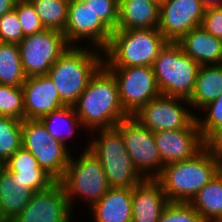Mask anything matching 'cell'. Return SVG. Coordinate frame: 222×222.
<instances>
[{
	"label": "cell",
	"instance_id": "32",
	"mask_svg": "<svg viewBox=\"0 0 222 222\" xmlns=\"http://www.w3.org/2000/svg\"><path fill=\"white\" fill-rule=\"evenodd\" d=\"M14 9L20 21L24 37L46 30L29 0H17Z\"/></svg>",
	"mask_w": 222,
	"mask_h": 222
},
{
	"label": "cell",
	"instance_id": "24",
	"mask_svg": "<svg viewBox=\"0 0 222 222\" xmlns=\"http://www.w3.org/2000/svg\"><path fill=\"white\" fill-rule=\"evenodd\" d=\"M39 121L48 130L52 138L69 148L68 140L77 137L78 131L85 132L73 106H64L40 118ZM75 135V136H74Z\"/></svg>",
	"mask_w": 222,
	"mask_h": 222
},
{
	"label": "cell",
	"instance_id": "15",
	"mask_svg": "<svg viewBox=\"0 0 222 222\" xmlns=\"http://www.w3.org/2000/svg\"><path fill=\"white\" fill-rule=\"evenodd\" d=\"M153 134L164 166L190 159L205 147L197 121L189 128L159 131Z\"/></svg>",
	"mask_w": 222,
	"mask_h": 222
},
{
	"label": "cell",
	"instance_id": "27",
	"mask_svg": "<svg viewBox=\"0 0 222 222\" xmlns=\"http://www.w3.org/2000/svg\"><path fill=\"white\" fill-rule=\"evenodd\" d=\"M26 79L18 44L0 42V84L22 86Z\"/></svg>",
	"mask_w": 222,
	"mask_h": 222
},
{
	"label": "cell",
	"instance_id": "35",
	"mask_svg": "<svg viewBox=\"0 0 222 222\" xmlns=\"http://www.w3.org/2000/svg\"><path fill=\"white\" fill-rule=\"evenodd\" d=\"M24 38L16 10L6 12L0 18V42L19 44Z\"/></svg>",
	"mask_w": 222,
	"mask_h": 222
},
{
	"label": "cell",
	"instance_id": "4",
	"mask_svg": "<svg viewBox=\"0 0 222 222\" xmlns=\"http://www.w3.org/2000/svg\"><path fill=\"white\" fill-rule=\"evenodd\" d=\"M168 41L158 28L116 29L104 50L106 68L152 66Z\"/></svg>",
	"mask_w": 222,
	"mask_h": 222
},
{
	"label": "cell",
	"instance_id": "25",
	"mask_svg": "<svg viewBox=\"0 0 222 222\" xmlns=\"http://www.w3.org/2000/svg\"><path fill=\"white\" fill-rule=\"evenodd\" d=\"M189 204L204 222H222V173L219 171Z\"/></svg>",
	"mask_w": 222,
	"mask_h": 222
},
{
	"label": "cell",
	"instance_id": "3",
	"mask_svg": "<svg viewBox=\"0 0 222 222\" xmlns=\"http://www.w3.org/2000/svg\"><path fill=\"white\" fill-rule=\"evenodd\" d=\"M219 171V160L204 147L190 159L165 165L155 180L169 202L189 203Z\"/></svg>",
	"mask_w": 222,
	"mask_h": 222
},
{
	"label": "cell",
	"instance_id": "7",
	"mask_svg": "<svg viewBox=\"0 0 222 222\" xmlns=\"http://www.w3.org/2000/svg\"><path fill=\"white\" fill-rule=\"evenodd\" d=\"M199 67L177 42H167L152 64L161 94L186 100L193 92Z\"/></svg>",
	"mask_w": 222,
	"mask_h": 222
},
{
	"label": "cell",
	"instance_id": "13",
	"mask_svg": "<svg viewBox=\"0 0 222 222\" xmlns=\"http://www.w3.org/2000/svg\"><path fill=\"white\" fill-rule=\"evenodd\" d=\"M204 11L201 0H161L158 30L168 42H178L201 26Z\"/></svg>",
	"mask_w": 222,
	"mask_h": 222
},
{
	"label": "cell",
	"instance_id": "11",
	"mask_svg": "<svg viewBox=\"0 0 222 222\" xmlns=\"http://www.w3.org/2000/svg\"><path fill=\"white\" fill-rule=\"evenodd\" d=\"M63 34L71 46H84L83 43H86L85 46L104 51L111 40L112 31L96 17L91 9V0H69Z\"/></svg>",
	"mask_w": 222,
	"mask_h": 222
},
{
	"label": "cell",
	"instance_id": "41",
	"mask_svg": "<svg viewBox=\"0 0 222 222\" xmlns=\"http://www.w3.org/2000/svg\"><path fill=\"white\" fill-rule=\"evenodd\" d=\"M219 169H220V172L222 173V158L219 160Z\"/></svg>",
	"mask_w": 222,
	"mask_h": 222
},
{
	"label": "cell",
	"instance_id": "29",
	"mask_svg": "<svg viewBox=\"0 0 222 222\" xmlns=\"http://www.w3.org/2000/svg\"><path fill=\"white\" fill-rule=\"evenodd\" d=\"M22 147V120L0 116V166Z\"/></svg>",
	"mask_w": 222,
	"mask_h": 222
},
{
	"label": "cell",
	"instance_id": "28",
	"mask_svg": "<svg viewBox=\"0 0 222 222\" xmlns=\"http://www.w3.org/2000/svg\"><path fill=\"white\" fill-rule=\"evenodd\" d=\"M48 30L64 32L67 24L69 0H29Z\"/></svg>",
	"mask_w": 222,
	"mask_h": 222
},
{
	"label": "cell",
	"instance_id": "23",
	"mask_svg": "<svg viewBox=\"0 0 222 222\" xmlns=\"http://www.w3.org/2000/svg\"><path fill=\"white\" fill-rule=\"evenodd\" d=\"M221 94L222 64L200 65L193 92L188 99L194 113L200 114L203 107L216 100Z\"/></svg>",
	"mask_w": 222,
	"mask_h": 222
},
{
	"label": "cell",
	"instance_id": "37",
	"mask_svg": "<svg viewBox=\"0 0 222 222\" xmlns=\"http://www.w3.org/2000/svg\"><path fill=\"white\" fill-rule=\"evenodd\" d=\"M200 27L222 39V6L205 8Z\"/></svg>",
	"mask_w": 222,
	"mask_h": 222
},
{
	"label": "cell",
	"instance_id": "16",
	"mask_svg": "<svg viewBox=\"0 0 222 222\" xmlns=\"http://www.w3.org/2000/svg\"><path fill=\"white\" fill-rule=\"evenodd\" d=\"M25 119L39 120L52 111L66 106L54 83L47 75L28 77L22 84Z\"/></svg>",
	"mask_w": 222,
	"mask_h": 222
},
{
	"label": "cell",
	"instance_id": "22",
	"mask_svg": "<svg viewBox=\"0 0 222 222\" xmlns=\"http://www.w3.org/2000/svg\"><path fill=\"white\" fill-rule=\"evenodd\" d=\"M159 14V0H119L116 29L158 28Z\"/></svg>",
	"mask_w": 222,
	"mask_h": 222
},
{
	"label": "cell",
	"instance_id": "10",
	"mask_svg": "<svg viewBox=\"0 0 222 222\" xmlns=\"http://www.w3.org/2000/svg\"><path fill=\"white\" fill-rule=\"evenodd\" d=\"M134 117L151 132L185 129L196 121L188 100L162 94L145 104Z\"/></svg>",
	"mask_w": 222,
	"mask_h": 222
},
{
	"label": "cell",
	"instance_id": "34",
	"mask_svg": "<svg viewBox=\"0 0 222 222\" xmlns=\"http://www.w3.org/2000/svg\"><path fill=\"white\" fill-rule=\"evenodd\" d=\"M158 222H204L197 211L189 204L169 202L163 209Z\"/></svg>",
	"mask_w": 222,
	"mask_h": 222
},
{
	"label": "cell",
	"instance_id": "17",
	"mask_svg": "<svg viewBox=\"0 0 222 222\" xmlns=\"http://www.w3.org/2000/svg\"><path fill=\"white\" fill-rule=\"evenodd\" d=\"M168 203L161 185L155 179H144L133 187L132 222H158Z\"/></svg>",
	"mask_w": 222,
	"mask_h": 222
},
{
	"label": "cell",
	"instance_id": "18",
	"mask_svg": "<svg viewBox=\"0 0 222 222\" xmlns=\"http://www.w3.org/2000/svg\"><path fill=\"white\" fill-rule=\"evenodd\" d=\"M133 188H110L89 208L93 222H132Z\"/></svg>",
	"mask_w": 222,
	"mask_h": 222
},
{
	"label": "cell",
	"instance_id": "38",
	"mask_svg": "<svg viewBox=\"0 0 222 222\" xmlns=\"http://www.w3.org/2000/svg\"><path fill=\"white\" fill-rule=\"evenodd\" d=\"M205 148L215 158H222V125L214 129L205 139Z\"/></svg>",
	"mask_w": 222,
	"mask_h": 222
},
{
	"label": "cell",
	"instance_id": "33",
	"mask_svg": "<svg viewBox=\"0 0 222 222\" xmlns=\"http://www.w3.org/2000/svg\"><path fill=\"white\" fill-rule=\"evenodd\" d=\"M201 111V116L203 113L206 114L202 117L199 114L196 115V121L201 135L205 139L214 129L222 125V94L203 107Z\"/></svg>",
	"mask_w": 222,
	"mask_h": 222
},
{
	"label": "cell",
	"instance_id": "5",
	"mask_svg": "<svg viewBox=\"0 0 222 222\" xmlns=\"http://www.w3.org/2000/svg\"><path fill=\"white\" fill-rule=\"evenodd\" d=\"M85 144V147H80L83 148L82 153L71 154L65 174L59 181L73 212H76L77 206L84 205L78 200L81 199L90 208L110 189L101 161L88 149L87 141ZM75 203L78 204L75 206Z\"/></svg>",
	"mask_w": 222,
	"mask_h": 222
},
{
	"label": "cell",
	"instance_id": "2",
	"mask_svg": "<svg viewBox=\"0 0 222 222\" xmlns=\"http://www.w3.org/2000/svg\"><path fill=\"white\" fill-rule=\"evenodd\" d=\"M104 51L90 46H70L48 70L60 100L73 106L91 77L103 65Z\"/></svg>",
	"mask_w": 222,
	"mask_h": 222
},
{
	"label": "cell",
	"instance_id": "1",
	"mask_svg": "<svg viewBox=\"0 0 222 222\" xmlns=\"http://www.w3.org/2000/svg\"><path fill=\"white\" fill-rule=\"evenodd\" d=\"M85 133L111 128L129 117L120 100L113 74L102 65L91 77L77 102L73 105Z\"/></svg>",
	"mask_w": 222,
	"mask_h": 222
},
{
	"label": "cell",
	"instance_id": "8",
	"mask_svg": "<svg viewBox=\"0 0 222 222\" xmlns=\"http://www.w3.org/2000/svg\"><path fill=\"white\" fill-rule=\"evenodd\" d=\"M116 127L121 132L134 168L144 179H155L161 173L164 164L155 144L153 132L134 116L121 120Z\"/></svg>",
	"mask_w": 222,
	"mask_h": 222
},
{
	"label": "cell",
	"instance_id": "9",
	"mask_svg": "<svg viewBox=\"0 0 222 222\" xmlns=\"http://www.w3.org/2000/svg\"><path fill=\"white\" fill-rule=\"evenodd\" d=\"M70 46L64 34L56 30L46 29L25 36L18 47L26 77L47 74L51 66Z\"/></svg>",
	"mask_w": 222,
	"mask_h": 222
},
{
	"label": "cell",
	"instance_id": "31",
	"mask_svg": "<svg viewBox=\"0 0 222 222\" xmlns=\"http://www.w3.org/2000/svg\"><path fill=\"white\" fill-rule=\"evenodd\" d=\"M51 135L39 120H22V147L41 149L50 142Z\"/></svg>",
	"mask_w": 222,
	"mask_h": 222
},
{
	"label": "cell",
	"instance_id": "39",
	"mask_svg": "<svg viewBox=\"0 0 222 222\" xmlns=\"http://www.w3.org/2000/svg\"><path fill=\"white\" fill-rule=\"evenodd\" d=\"M17 0H0V18L14 9Z\"/></svg>",
	"mask_w": 222,
	"mask_h": 222
},
{
	"label": "cell",
	"instance_id": "12",
	"mask_svg": "<svg viewBox=\"0 0 222 222\" xmlns=\"http://www.w3.org/2000/svg\"><path fill=\"white\" fill-rule=\"evenodd\" d=\"M118 85L124 111L134 116L145 104L161 94L152 66L107 68Z\"/></svg>",
	"mask_w": 222,
	"mask_h": 222
},
{
	"label": "cell",
	"instance_id": "14",
	"mask_svg": "<svg viewBox=\"0 0 222 222\" xmlns=\"http://www.w3.org/2000/svg\"><path fill=\"white\" fill-rule=\"evenodd\" d=\"M74 213L60 182L33 194L13 222H74Z\"/></svg>",
	"mask_w": 222,
	"mask_h": 222
},
{
	"label": "cell",
	"instance_id": "20",
	"mask_svg": "<svg viewBox=\"0 0 222 222\" xmlns=\"http://www.w3.org/2000/svg\"><path fill=\"white\" fill-rule=\"evenodd\" d=\"M177 43L199 65L222 64V39L202 27L191 29Z\"/></svg>",
	"mask_w": 222,
	"mask_h": 222
},
{
	"label": "cell",
	"instance_id": "26",
	"mask_svg": "<svg viewBox=\"0 0 222 222\" xmlns=\"http://www.w3.org/2000/svg\"><path fill=\"white\" fill-rule=\"evenodd\" d=\"M72 147L68 149L60 141L51 138L50 142L41 149H26L38 161L39 166L50 175L56 182H59L64 174L67 165L69 164Z\"/></svg>",
	"mask_w": 222,
	"mask_h": 222
},
{
	"label": "cell",
	"instance_id": "6",
	"mask_svg": "<svg viewBox=\"0 0 222 222\" xmlns=\"http://www.w3.org/2000/svg\"><path fill=\"white\" fill-rule=\"evenodd\" d=\"M93 132L88 140V149L101 161L110 188L139 185L144 178L134 168L120 130L114 126Z\"/></svg>",
	"mask_w": 222,
	"mask_h": 222
},
{
	"label": "cell",
	"instance_id": "21",
	"mask_svg": "<svg viewBox=\"0 0 222 222\" xmlns=\"http://www.w3.org/2000/svg\"><path fill=\"white\" fill-rule=\"evenodd\" d=\"M3 166L15 175L16 180L25 183V186L34 192L46 190L56 182L23 147L18 149Z\"/></svg>",
	"mask_w": 222,
	"mask_h": 222
},
{
	"label": "cell",
	"instance_id": "19",
	"mask_svg": "<svg viewBox=\"0 0 222 222\" xmlns=\"http://www.w3.org/2000/svg\"><path fill=\"white\" fill-rule=\"evenodd\" d=\"M35 192L25 183L15 179V175L3 165L0 166V219L13 222L27 206Z\"/></svg>",
	"mask_w": 222,
	"mask_h": 222
},
{
	"label": "cell",
	"instance_id": "40",
	"mask_svg": "<svg viewBox=\"0 0 222 222\" xmlns=\"http://www.w3.org/2000/svg\"><path fill=\"white\" fill-rule=\"evenodd\" d=\"M201 2L205 8L222 6V0H201Z\"/></svg>",
	"mask_w": 222,
	"mask_h": 222
},
{
	"label": "cell",
	"instance_id": "30",
	"mask_svg": "<svg viewBox=\"0 0 222 222\" xmlns=\"http://www.w3.org/2000/svg\"><path fill=\"white\" fill-rule=\"evenodd\" d=\"M0 116L25 119L22 86L0 84Z\"/></svg>",
	"mask_w": 222,
	"mask_h": 222
},
{
	"label": "cell",
	"instance_id": "36",
	"mask_svg": "<svg viewBox=\"0 0 222 222\" xmlns=\"http://www.w3.org/2000/svg\"><path fill=\"white\" fill-rule=\"evenodd\" d=\"M91 9L111 31L116 30L119 20V0H91Z\"/></svg>",
	"mask_w": 222,
	"mask_h": 222
}]
</instances>
